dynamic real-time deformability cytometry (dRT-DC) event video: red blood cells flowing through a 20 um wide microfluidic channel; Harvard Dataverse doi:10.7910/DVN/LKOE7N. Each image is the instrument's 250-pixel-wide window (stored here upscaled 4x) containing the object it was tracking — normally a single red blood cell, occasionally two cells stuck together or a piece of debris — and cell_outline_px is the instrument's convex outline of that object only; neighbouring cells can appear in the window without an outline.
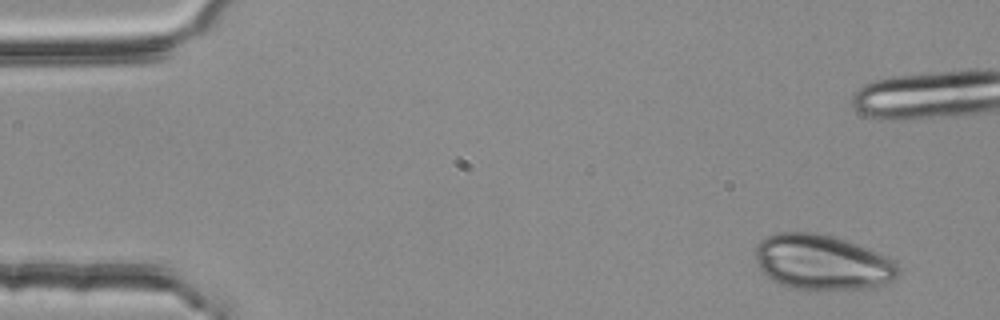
{"species": "common noctule bat (a hibernating species)", "species_latin": "Nyctalus noctula", "temperature_condition": "room temperature", "stored_images_in_passage": 5, "camera_frame_rate_fps": 3000, "um_per_image_px": 0.085, "animal": {"sex": "female", "body_mass_g": 25.1}, "frame": {"image": 1, "passage_image": 1, "time_ms": 0.0, "image_size_px": [1000, 320], "cell_outline_px": [[900, 276], [876, 288], [788, 288], [772, 280], [760, 268], [756, 260], [756, 244], [760, 240], [776, 232], [816, 232], [836, 236], [868, 248], [892, 260], [900, 268]], "centroid_in_image_um": [69.9, 22.27], "position_along_channel_um": 15.1, "area_um2": 45.84}}